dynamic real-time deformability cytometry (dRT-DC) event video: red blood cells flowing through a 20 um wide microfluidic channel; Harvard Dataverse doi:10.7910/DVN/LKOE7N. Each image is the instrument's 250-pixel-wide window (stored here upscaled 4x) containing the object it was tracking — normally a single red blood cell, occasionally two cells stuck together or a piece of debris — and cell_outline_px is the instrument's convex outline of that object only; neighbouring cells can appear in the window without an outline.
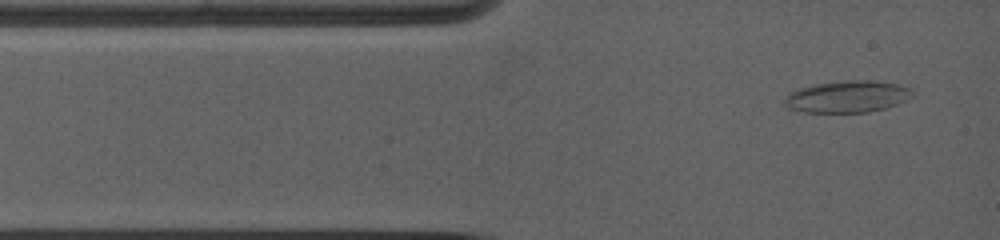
{"species": "common noctule bat (a hibernating species)", "species_latin": "Nyctalus noctula", "temperature_condition": "warm", "stored_images_in_passage": 3, "camera_frame_rate_fps": 5000, "um_per_image_px": 0.085, "animal": {"sex": "female", "body_mass_g": 19.0, "forearm_length_mm": 53.3}, "frame": {"image": 1, "passage_image": 1, "time_ms": 0.0, "image_size_px": [1000, 240], "cell_outline_px": [[916, 96], [908, 100], [884, 108], [868, 112], [804, 112], [784, 108], [784, 100], [788, 92], [800, 88], [816, 84], [844, 80], [872, 80], [900, 84], [912, 88], [916, 92]], "centroid_in_image_um": [72.07, 8.2], "position_along_channel_um": 12.9, "area_um2": 24.16}}
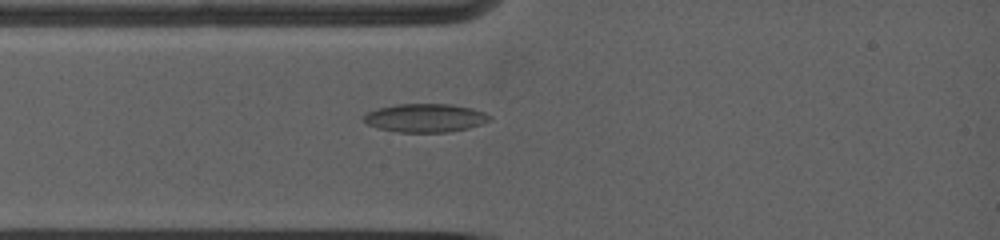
{"frame": {"image": 2, "passage_image": 3, "time_ms": 1.8, "image_size_px": [1000, 240], "cell_outline_px": [[492, 120], [468, 128], [448, 132], [400, 132], [376, 128], [368, 124], [364, 120], [364, 116], [368, 112], [376, 108], [396, 104], [452, 104], [472, 108], [484, 112], [492, 116]], "centroid_in_image_um": [36.16, 10.02], "position_along_channel_um": 48.8, "area_um2": 20.92}}